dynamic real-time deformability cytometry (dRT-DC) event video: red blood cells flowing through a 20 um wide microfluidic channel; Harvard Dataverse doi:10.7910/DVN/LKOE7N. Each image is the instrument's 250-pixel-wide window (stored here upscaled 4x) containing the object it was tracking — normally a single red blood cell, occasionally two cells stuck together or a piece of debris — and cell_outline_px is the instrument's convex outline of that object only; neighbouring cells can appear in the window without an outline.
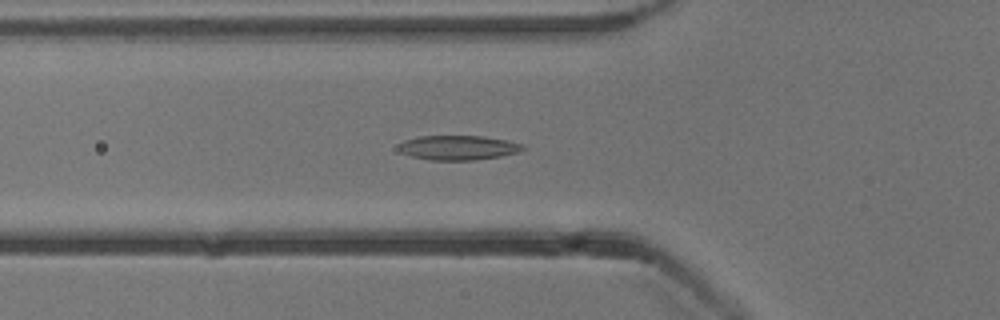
{"species": "common noctule bat (a hibernating species)", "species_latin": "Nyctalus noctula", "temperature_condition": "cold", "stored_images_in_passage": 51, "camera_frame_rate_fps": 3000, "um_per_image_px": 0.085, "animal": {"sex": "male", "body_mass_g": 13.3}, "frame": {"image": 1, "passage_image": 16, "time_ms": 5.0, "image_size_px": [1000, 320], "cell_outline_px": [[524, 148], [520, 152], [500, 156], [476, 160], [428, 160], [412, 156], [400, 152], [400, 144], [404, 140], [420, 136], [484, 136], [508, 140], [524, 144]], "centroid_in_image_um": [38.99, 12.55], "position_along_channel_um": 86.8, "area_um2": 17.8}}
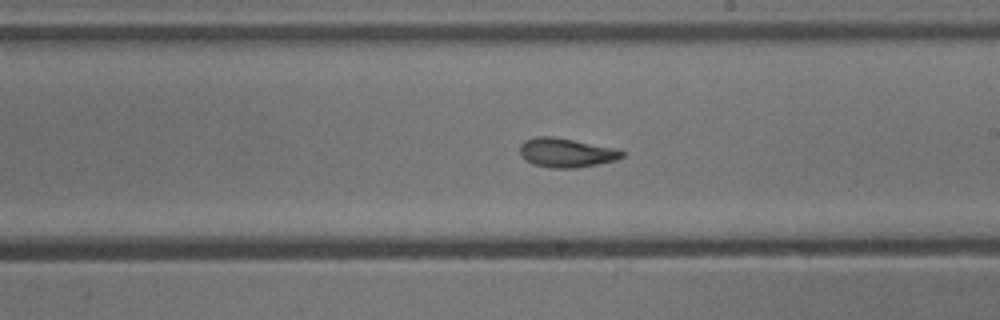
{"frame": {"image": 2, "passage_image": 28, "time_ms": 9.0, "image_size_px": [1000, 320], "cell_outline_px": [[624, 156], [616, 160], [576, 168], [552, 168], [532, 164], [520, 156], [520, 144], [524, 140], [536, 136], [552, 136], [612, 148], [624, 152]], "centroid_in_image_um": [48.06, 12.98], "position_along_channel_um": 240.9, "area_um2": 17.17}}
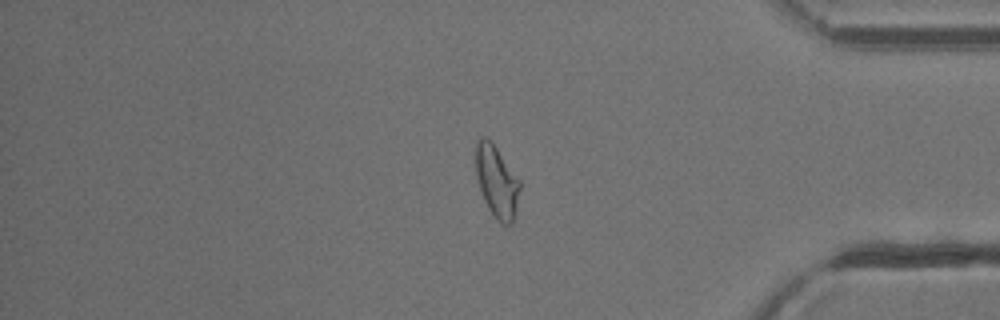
{"frame": {"image": 3, "passage_image": 42, "time_ms": 13.667, "image_size_px": [1000, 320], "cell_outline_px": [[520, 188], [516, 212], [512, 220], [508, 224], [504, 224], [488, 208], [484, 200], [480, 188], [476, 172], [476, 140], [480, 136], [488, 136], [492, 140], [520, 180]], "centroid_in_image_um": [42.22, 15.33], "position_along_channel_um": 393.0, "area_um2": 18.38}, "authors_computed_cell_mechanics": {"area_um2": 17.8024, "velocity_mm_per_s": 3.8325, "shape_relaxation_time_tau1_ms": 5.8675, "shape_relaxation_time_tau2_ms": 2.1798, "deformation_change_tau1": 0.1695, "deformation_change_tau2": 0.0838}}